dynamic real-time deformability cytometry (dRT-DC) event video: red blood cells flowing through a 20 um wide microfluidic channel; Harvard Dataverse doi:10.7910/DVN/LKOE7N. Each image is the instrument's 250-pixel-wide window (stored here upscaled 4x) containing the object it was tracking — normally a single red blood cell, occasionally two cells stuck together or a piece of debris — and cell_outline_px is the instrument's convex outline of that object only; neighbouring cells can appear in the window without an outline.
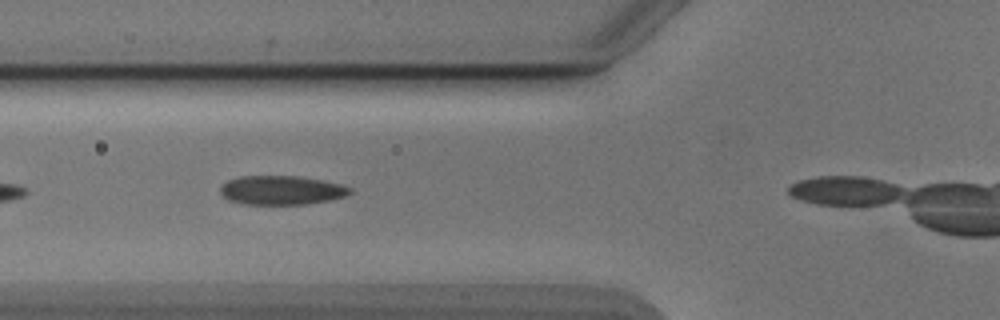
{"species": "Egyptian fruit bat (a non-hibernating species)", "species_latin": "Rousettus aegyptiacus", "temperature_condition": "cold", "stored_images_in_passage": 10, "camera_frame_rate_fps": 3000, "um_per_image_px": 0.085, "animal": {"sex": "male"}, "frame": {"image": 1, "passage_image": 6, "time_ms": 1.667, "image_size_px": [1000, 320], "cell_outline_px": [[352, 192], [344, 196], [328, 200], [304, 204], [244, 204], [228, 200], [220, 192], [220, 188], [228, 180], [240, 176], [300, 176], [340, 184], [352, 188]], "centroid_in_image_um": [23.91, 16.16], "position_along_channel_um": 101.9, "area_um2": 21.73}}
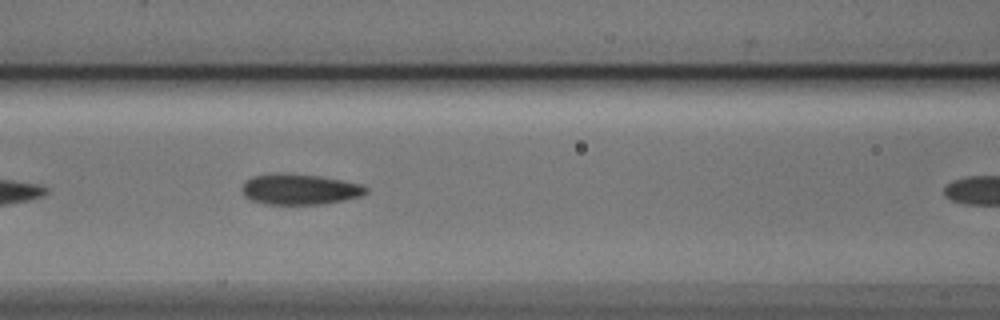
{"frame": {"image": 2, "passage_image": 9, "time_ms": 2.667, "image_size_px": [1000, 320], "cell_outline_px": [[368, 192], [360, 196], [344, 200], [324, 204], [264, 204], [252, 200], [244, 196], [240, 188], [252, 176], [316, 176], [340, 180], [360, 184], [368, 188]], "centroid_in_image_um": [25.51, 16.15], "position_along_channel_um": 141.1, "area_um2": 21.15}}